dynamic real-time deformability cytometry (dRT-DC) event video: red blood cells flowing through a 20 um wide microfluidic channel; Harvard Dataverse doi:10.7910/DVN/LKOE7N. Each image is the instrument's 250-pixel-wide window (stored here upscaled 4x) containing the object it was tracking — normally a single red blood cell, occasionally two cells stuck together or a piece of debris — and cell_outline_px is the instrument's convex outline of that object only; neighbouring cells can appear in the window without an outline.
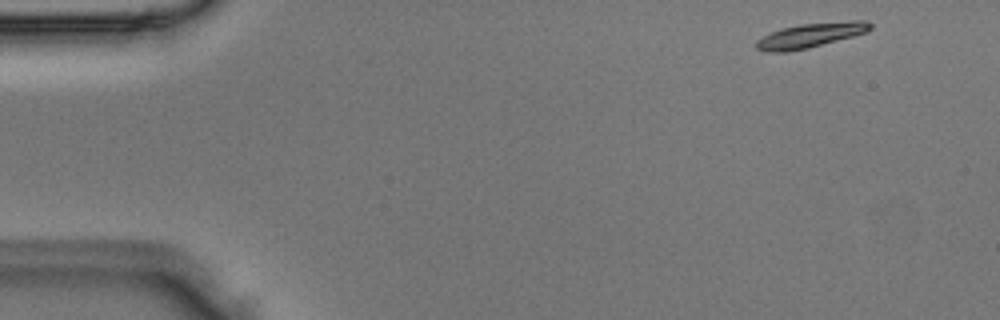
{"species": "Egyptian fruit bat (a non-hibernating species)", "species_latin": "Rousettus aegyptiacus", "temperature_condition": "room temperature", "stored_images_in_passage": 6, "camera_frame_rate_fps": 3000, "um_per_image_px": 0.085, "animal": {"sex": "male"}, "frame": {"image": 1, "passage_image": 1, "time_ms": 0.0, "image_size_px": [1000, 320], "cell_outline_px": [[872, 28], [868, 32], [808, 48], [784, 52], [768, 52], [756, 48], [756, 40], [772, 32], [784, 28], [800, 24], [852, 20], [864, 20], [872, 24]], "centroid_in_image_um": [68.93, 2.99], "position_along_channel_um": 16.1, "area_um2": 16.18}}
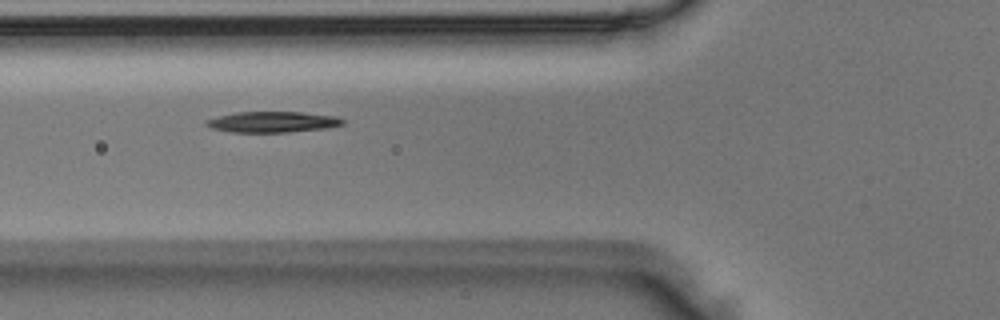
{"frame": {"image": 2, "passage_image": 5, "time_ms": 1.333, "image_size_px": [1000, 320], "cell_outline_px": [[344, 124], [328, 128], [288, 132], [228, 132], [212, 128], [204, 124], [204, 120], [236, 112], [300, 112], [336, 116], [344, 120]], "centroid_in_image_um": [23.16, 10.37], "position_along_channel_um": 102.6, "area_um2": 16.59}}